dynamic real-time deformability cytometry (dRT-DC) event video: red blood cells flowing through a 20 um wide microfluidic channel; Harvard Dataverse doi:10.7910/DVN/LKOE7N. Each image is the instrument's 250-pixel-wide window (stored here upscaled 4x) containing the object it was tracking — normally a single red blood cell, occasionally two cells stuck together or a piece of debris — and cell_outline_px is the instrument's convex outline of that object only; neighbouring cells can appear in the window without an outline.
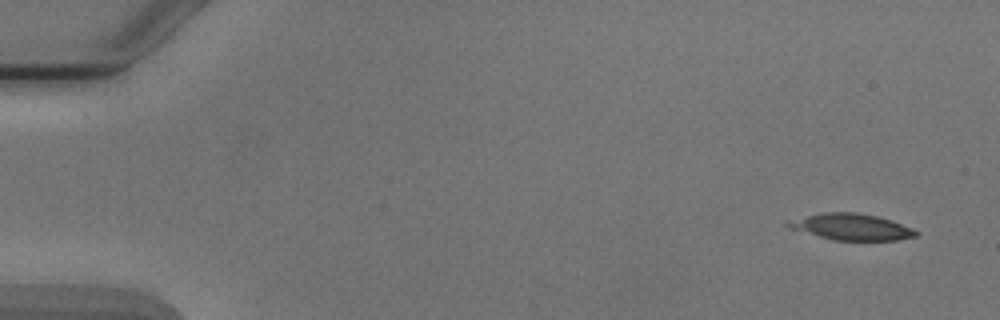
{"species": "Egyptian fruit bat (a non-hibernating species)", "species_latin": "Rousettus aegyptiacus", "temperature_condition": "cold", "stored_images_in_passage": 6, "camera_frame_rate_fps": 3000, "um_per_image_px": 0.085, "animal": {"sex": "male"}, "frame": {"image": 1, "passage_image": 1, "time_ms": 0.0, "image_size_px": [1000, 320], "cell_outline_px": [[920, 232], [916, 236], [896, 240], [832, 240], [792, 228], [784, 224], [784, 220], [824, 212], [852, 212], [876, 216], [892, 220], [912, 228]], "centroid_in_image_um": [72.35, 19.28], "position_along_channel_um": 12.6, "area_um2": 19.54}}
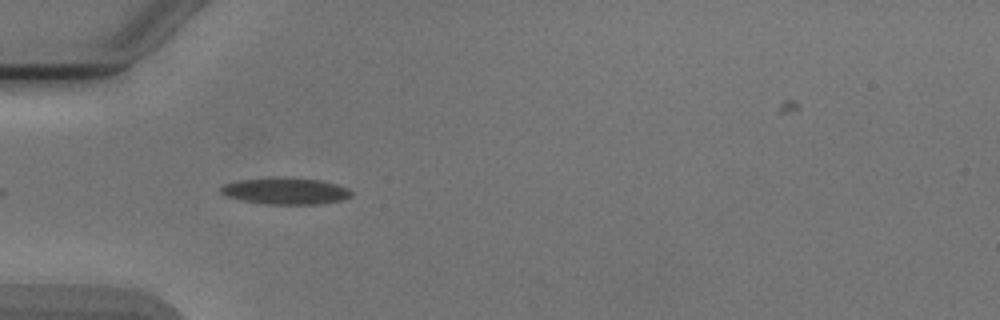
{"frame": {"image": 2, "passage_image": 5, "time_ms": 4.667, "image_size_px": [1000, 320], "cell_outline_px": [[352, 196], [340, 200], [320, 204], [264, 204], [240, 200], [224, 196], [220, 192], [220, 188], [224, 184], [236, 180], [276, 176], [320, 180], [336, 184], [348, 188], [352, 192]], "centroid_in_image_um": [24.21, 16.22], "position_along_channel_um": 60.8, "area_um2": 20.58}}
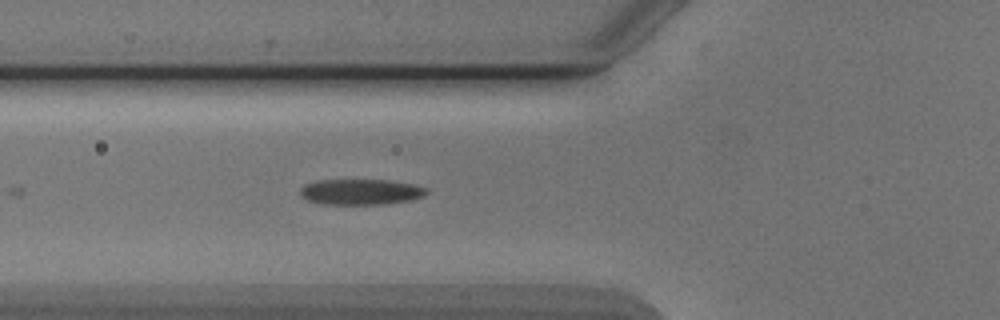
{"frame": {"image": 3, "passage_image": 6, "time_ms": 5.667, "image_size_px": [1000, 320], "cell_outline_px": [[428, 192], [424, 196], [412, 200], [388, 204], [320, 204], [308, 200], [300, 196], [300, 188], [304, 184], [316, 180], [388, 180], [412, 184], [428, 188]], "centroid_in_image_um": [30.66, 16.31], "position_along_channel_um": 95.1, "area_um2": 19.13}}